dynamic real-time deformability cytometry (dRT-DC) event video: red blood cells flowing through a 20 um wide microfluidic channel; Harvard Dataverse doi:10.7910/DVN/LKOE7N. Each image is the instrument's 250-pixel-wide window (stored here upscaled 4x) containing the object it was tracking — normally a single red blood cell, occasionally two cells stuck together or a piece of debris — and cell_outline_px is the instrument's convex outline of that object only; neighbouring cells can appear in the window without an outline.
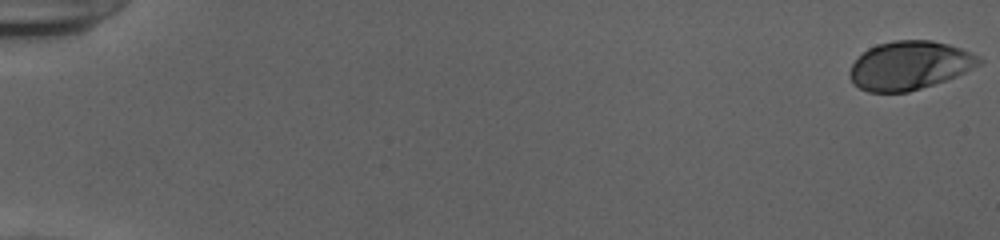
{"species": "human", "species_latin": "Homo sapiens", "temperature_condition": "cold", "stored_images_in_passage": 55, "camera_frame_rate_fps": 3000, "um_per_image_px": 0.085, "donor": {"sex": "female"}, "frame": {"image": 1, "passage_image": 1, "time_ms": 0.0, "image_size_px": [1000, 240], "cell_outline_px": [[984, 60], [980, 64], [956, 76], [908, 92], [868, 92], [860, 88], [852, 80], [848, 72], [852, 64], [868, 48], [876, 44], [896, 40], [932, 40], [948, 44], [960, 48], [980, 56]], "centroid_in_image_um": [77.31, 5.55], "position_along_channel_um": 7.7, "area_um2": 36.3}}
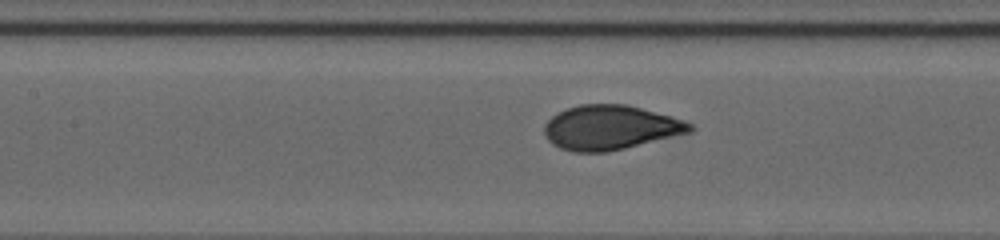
{"frame": {"image": 2, "passage_image": 27, "time_ms": 8.667, "image_size_px": [1000, 240], "cell_outline_px": [[696, 128], [692, 132], [624, 148], [604, 152], [572, 152], [560, 148], [552, 144], [548, 140], [544, 132], [544, 124], [552, 116], [568, 108], [580, 104], [628, 104], [668, 116], [692, 124]], "centroid_in_image_um": [51.85, 10.84], "position_along_channel_um": 155.5, "area_um2": 37.45}}
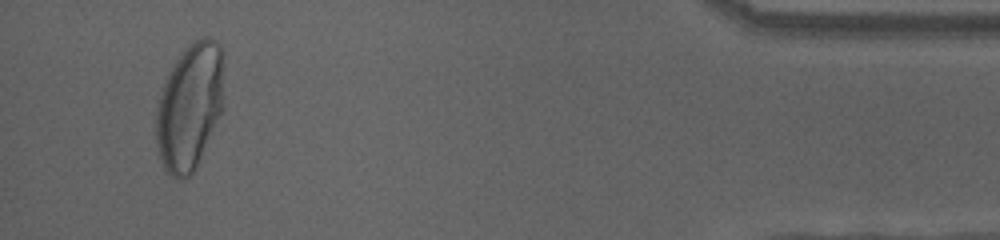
{"frame": {"image": 3, "passage_image": 52, "time_ms": 17.0, "image_size_px": [1000, 240], "cell_outline_px": [[224, 108], [196, 168], [188, 176], [180, 180], [176, 180], [164, 168], [160, 160], [156, 144], [156, 108], [164, 84], [172, 64], [196, 40], [204, 36], [208, 36], [224, 52]], "centroid_in_image_um": [16.16, 9.09], "position_along_channel_um": 419.0, "area_um2": 50.4}}